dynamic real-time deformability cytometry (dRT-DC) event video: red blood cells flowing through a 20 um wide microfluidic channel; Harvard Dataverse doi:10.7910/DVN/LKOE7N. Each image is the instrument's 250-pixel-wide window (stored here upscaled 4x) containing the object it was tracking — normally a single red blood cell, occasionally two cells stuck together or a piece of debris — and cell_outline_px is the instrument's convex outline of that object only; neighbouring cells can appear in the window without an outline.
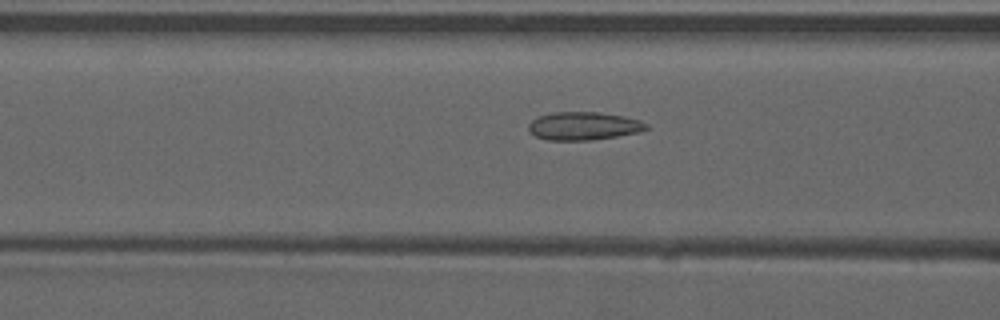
{"species": "common noctule bat (a hibernating species)", "species_latin": "Nyctalus noctula", "temperature_condition": "warm", "stored_images_in_passage": 50, "camera_frame_rate_fps": 3000, "um_per_image_px": 0.085, "animal": {"sex": "male", "forearm_length_mm": 52.5}, "frame": {"image": 1, "passage_image": 19, "time_ms": 6.0, "image_size_px": [1000, 320], "cell_outline_px": [[648, 128], [640, 132], [592, 140], [548, 140], [536, 136], [528, 128], [528, 124], [536, 116], [552, 112], [600, 112], [624, 116], [640, 120], [648, 124]], "centroid_in_image_um": [49.61, 10.7], "position_along_channel_um": 117.0, "area_um2": 19.36}}
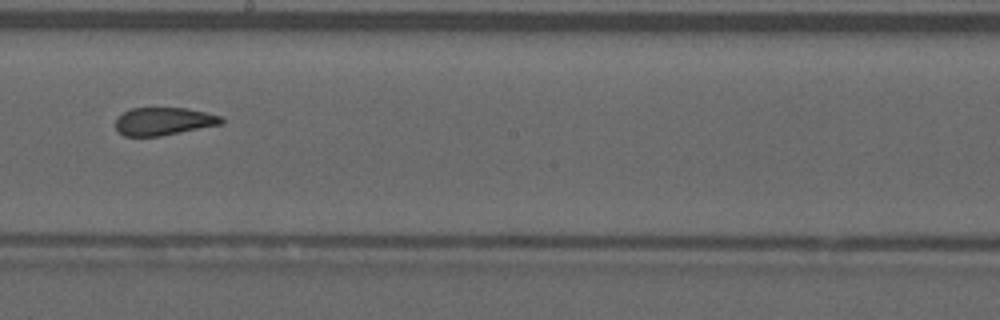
{"frame": {"image": 2, "passage_image": 28, "time_ms": 9.0, "image_size_px": [1000, 320], "cell_outline_px": [[224, 124], [160, 136], [124, 136], [116, 128], [116, 116], [132, 108], [184, 108], [204, 112], [220, 116], [224, 120]], "centroid_in_image_um": [13.91, 10.31], "position_along_channel_um": 234.3, "area_um2": 17.11}}
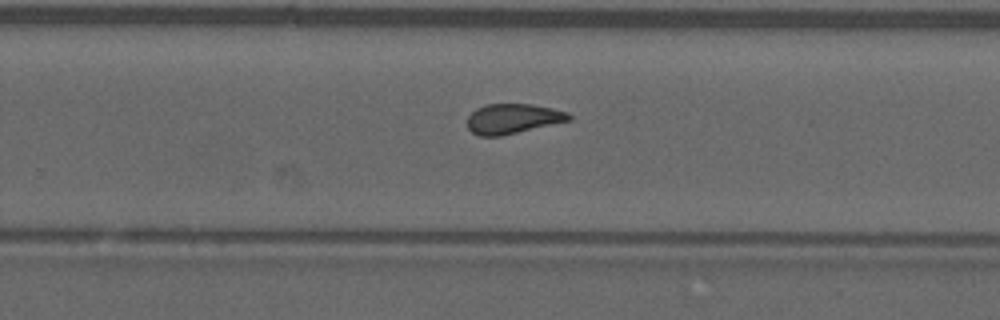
{"frame": {"image": 3, "passage_image": 32, "time_ms": 10.333, "image_size_px": [1000, 320], "cell_outline_px": [[572, 120], [500, 136], [480, 136], [472, 132], [468, 128], [468, 116], [476, 108], [484, 104], [532, 104], [552, 108], [568, 112], [572, 116]], "centroid_in_image_um": [43.6, 10.08], "position_along_channel_um": 286.2, "area_um2": 17.74}, "authors_computed_cell_mechanics": {"area_um2": 18.4671, "velocity_mm_per_s": 3.9166, "shape_relaxation_time_tau1_ms": null, "shape_relaxation_time_tau2_ms": 1.322, "deformation_change_tau1": null, "deformation_change_tau2": 0.087}}